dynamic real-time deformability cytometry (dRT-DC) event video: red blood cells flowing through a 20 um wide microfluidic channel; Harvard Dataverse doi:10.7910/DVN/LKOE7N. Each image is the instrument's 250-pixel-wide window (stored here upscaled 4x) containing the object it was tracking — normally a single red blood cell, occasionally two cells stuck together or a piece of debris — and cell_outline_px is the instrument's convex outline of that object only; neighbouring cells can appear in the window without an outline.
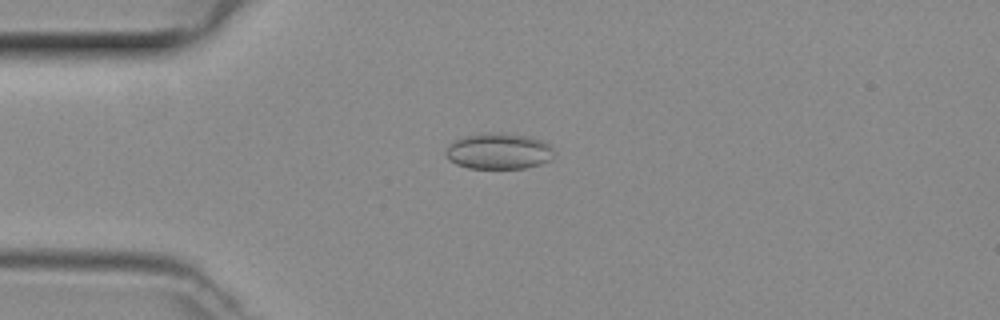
{"species": "common noctule bat (a hibernating species)", "species_latin": "Nyctalus noctula", "temperature_condition": "room temperature", "stored_images_in_passage": 46, "camera_frame_rate_fps": 3000, "um_per_image_px": 0.085, "animal": {"sex": "female", "body_mass_g": 29.2, "forearm_length_mm": 56.3}, "frame": {"image": 1, "passage_image": 9, "time_ms": 2.667, "image_size_px": [1000, 320], "cell_outline_px": [[556, 152], [552, 160], [540, 164], [524, 168], [468, 168], [456, 164], [448, 160], [444, 156], [444, 152], [456, 140], [464, 136], [484, 132], [508, 132], [532, 136], [544, 140]], "centroid_in_image_um": [42.44, 12.83], "position_along_channel_um": 42.6, "area_um2": 23.29}}
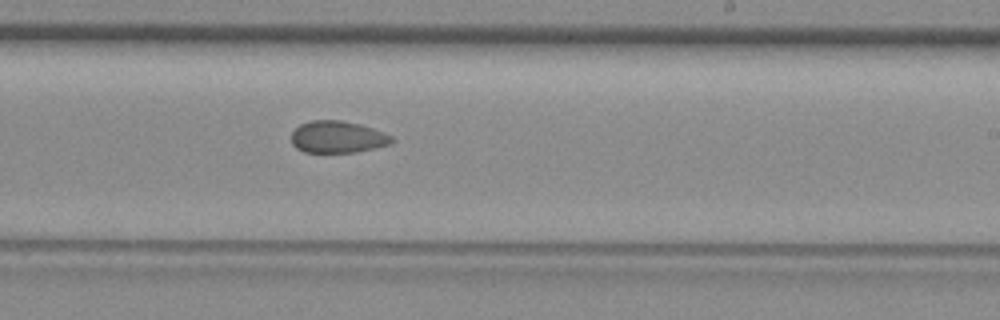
{"frame": {"image": 2, "passage_image": 26, "time_ms": 8.333, "image_size_px": [1000, 320], "cell_outline_px": [[392, 144], [356, 152], [304, 152], [296, 148], [292, 144], [292, 132], [300, 124], [312, 120], [340, 120], [360, 124], [372, 128], [392, 136]], "centroid_in_image_um": [28.68, 11.64], "position_along_channel_um": 260.3, "area_um2": 18.61}}
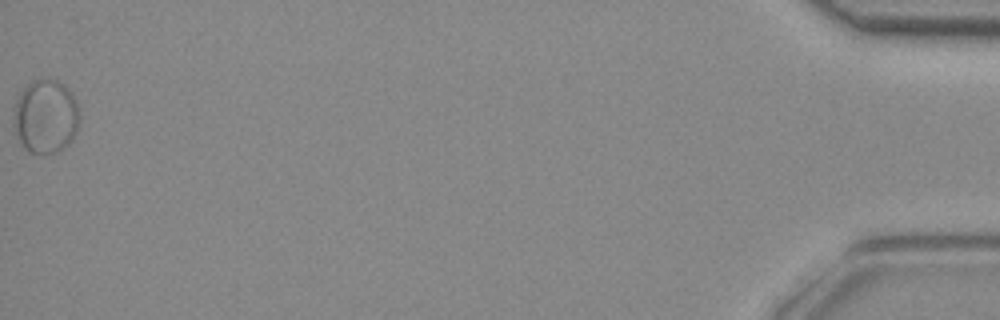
{"frame": {"image": 3, "passage_image": 46, "time_ms": 15.0, "image_size_px": [1000, 320], "cell_outline_px": [[80, 120], [76, 132], [72, 140], [64, 148], [56, 152], [44, 156], [28, 152], [24, 148], [12, 128], [12, 116], [20, 92], [32, 80], [40, 76], [48, 76], [64, 84], [68, 88], [76, 104], [80, 116]], "centroid_in_image_um": [3.86, 9.9], "position_along_channel_um": 431.3, "area_um2": 29.19}}